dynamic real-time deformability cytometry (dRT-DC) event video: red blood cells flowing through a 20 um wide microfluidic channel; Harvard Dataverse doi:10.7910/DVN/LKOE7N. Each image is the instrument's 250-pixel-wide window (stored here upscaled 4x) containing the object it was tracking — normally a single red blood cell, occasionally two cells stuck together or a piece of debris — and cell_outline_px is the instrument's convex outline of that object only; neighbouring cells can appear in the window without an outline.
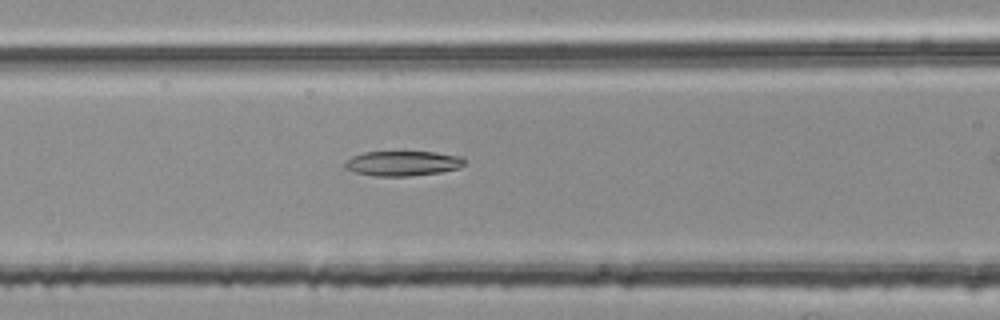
{"species": "common noctule bat (a hibernating species)", "species_latin": "Nyctalus noctula", "temperature_condition": "room temperature", "stored_images_in_passage": 32, "camera_frame_rate_fps": 3000, "um_per_image_px": 0.085, "animal": {"sex": "female", "body_mass_g": 25.1}, "frame": {"image": 1, "passage_image": 11, "time_ms": 3.333, "image_size_px": [1000, 320], "cell_outline_px": [[464, 164], [460, 168], [440, 172], [408, 176], [376, 176], [356, 172], [344, 168], [344, 164], [352, 156], [364, 152], [432, 152], [460, 156], [464, 160]], "centroid_in_image_um": [34.22, 13.89], "position_along_channel_um": 132.4, "area_um2": 17.17}}
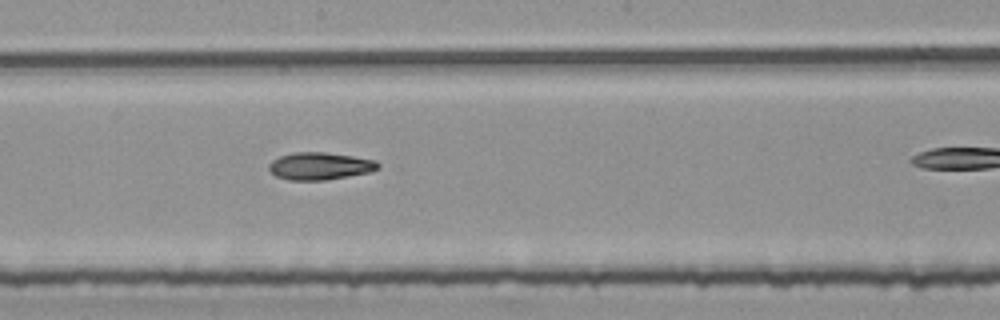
{"frame": {"image": 2, "passage_image": 18, "time_ms": 5.667, "image_size_px": [1000, 320], "cell_outline_px": [[380, 168], [372, 172], [324, 180], [288, 180], [276, 176], [268, 168], [268, 164], [272, 160], [280, 156], [292, 152], [324, 152], [352, 156], [376, 160], [380, 164]], "centroid_in_image_um": [27.2, 14.11], "position_along_channel_um": 221.0, "area_um2": 17.51}}
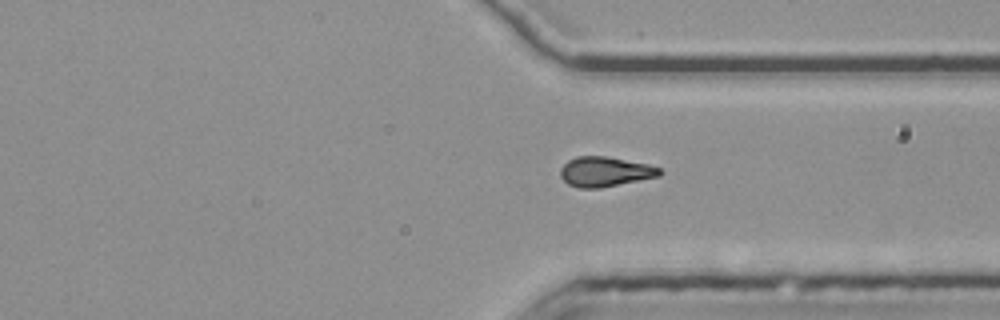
{"frame": {"image": 3, "passage_image": 29, "time_ms": 9.333, "image_size_px": [1000, 320], "cell_outline_px": [[664, 172], [660, 176], [600, 188], [580, 188], [568, 184], [560, 176], [560, 168], [568, 160], [576, 156], [608, 156], [648, 164], [660, 168]], "centroid_in_image_um": [51.44, 14.58], "position_along_channel_um": 360.0, "area_um2": 17.4}}